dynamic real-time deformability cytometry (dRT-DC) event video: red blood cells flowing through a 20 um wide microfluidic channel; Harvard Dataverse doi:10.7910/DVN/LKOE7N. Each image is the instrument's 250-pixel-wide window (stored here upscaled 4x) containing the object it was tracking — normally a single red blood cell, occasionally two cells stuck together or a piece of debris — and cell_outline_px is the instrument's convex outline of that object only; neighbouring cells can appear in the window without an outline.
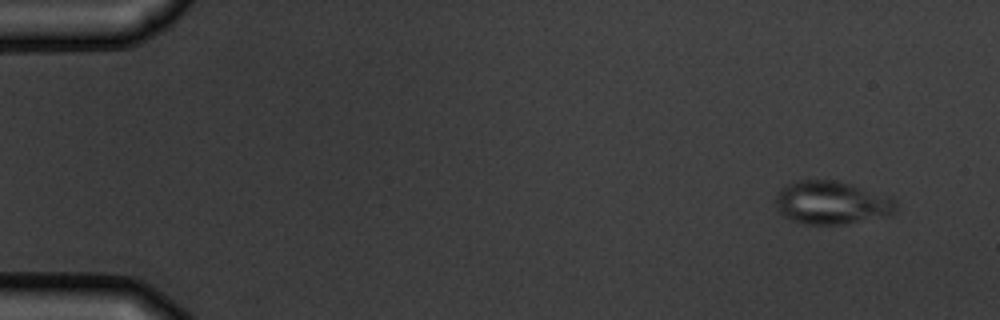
{"species": "common noctule bat (a hibernating species)", "species_latin": "Nyctalus noctula", "temperature_condition": "warm", "stored_images_in_passage": 7, "camera_frame_rate_fps": 3000, "um_per_image_px": 0.085, "animal": {"sex": "male", "body_mass_g": 19.5, "forearm_length_mm": 54.6}, "frame": {"image": 1, "passage_image": 1, "time_ms": 0.0, "image_size_px": [1000, 320], "cell_outline_px": [[896, 212], [892, 216], [840, 224], [804, 224], [792, 220], [784, 216], [776, 208], [776, 196], [780, 188], [796, 180], [832, 180], [852, 184], [892, 200], [896, 204]], "centroid_in_image_um": [70.64, 17.24], "position_along_channel_um": 14.4, "area_um2": 29.94}}